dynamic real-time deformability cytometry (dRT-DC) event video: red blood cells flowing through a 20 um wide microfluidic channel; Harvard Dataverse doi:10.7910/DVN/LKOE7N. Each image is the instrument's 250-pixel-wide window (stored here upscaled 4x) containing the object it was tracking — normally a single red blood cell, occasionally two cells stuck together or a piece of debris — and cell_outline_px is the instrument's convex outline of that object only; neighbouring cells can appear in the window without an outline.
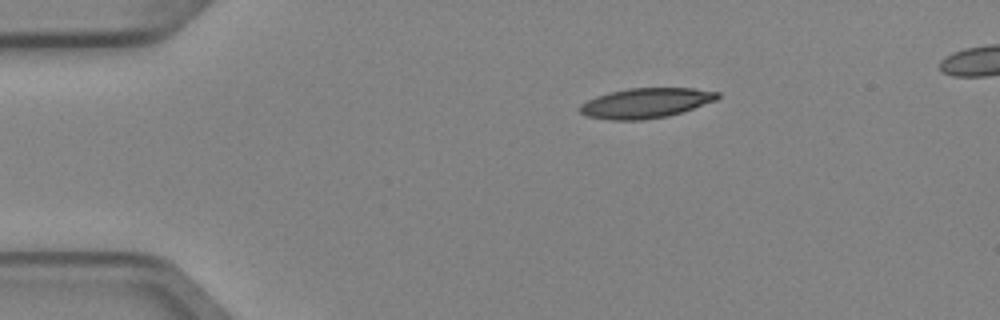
{"species": "Egyptian fruit bat (a non-hibernating species)", "species_latin": "Rousettus aegyptiacus", "temperature_condition": "cold", "stored_images_in_passage": 3, "segment_of_instrument_passage": [1, 2], "camera_frame_rate_fps": 3000, "um_per_image_px": 0.085, "animal": {"sex": "female"}, "frame": {"image": 1, "passage_image": 1, "time_ms": 0.0, "image_size_px": [1000, 320], "cell_outline_px": [[720, 96], [716, 100], [668, 116], [640, 120], [612, 120], [588, 116], [580, 112], [576, 108], [580, 104], [596, 96], [608, 92], [628, 88], [692, 88], [720, 92]], "centroid_in_image_um": [54.85, 8.75], "position_along_channel_um": 30.1, "area_um2": 23.99}}